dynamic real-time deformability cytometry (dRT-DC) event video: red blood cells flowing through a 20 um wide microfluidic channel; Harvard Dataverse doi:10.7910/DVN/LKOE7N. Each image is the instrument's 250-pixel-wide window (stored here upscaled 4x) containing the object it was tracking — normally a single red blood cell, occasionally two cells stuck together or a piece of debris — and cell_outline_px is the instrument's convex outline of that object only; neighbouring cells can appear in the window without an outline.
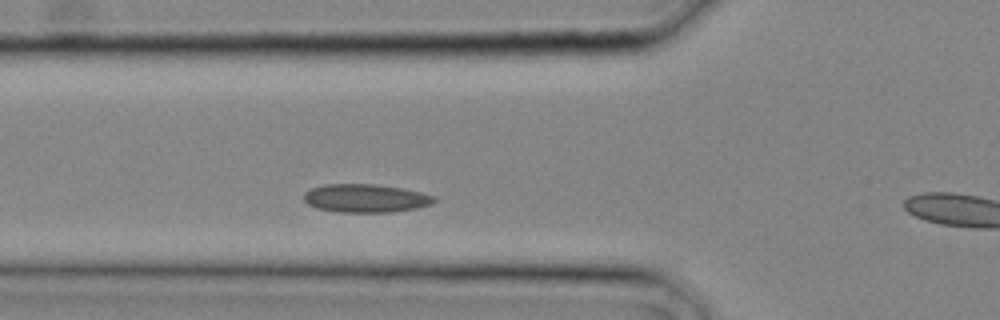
{"species": "common noctule bat (a hibernating species)", "species_latin": "Nyctalus noctula", "temperature_condition": "cold", "stored_images_in_passage": 5, "camera_frame_rate_fps": 3000, "um_per_image_px": 0.085, "animal": {"sex": "male", "body_mass_g": 20.4}, "frame": {"image": 1, "passage_image": 4, "time_ms": 1.0, "image_size_px": [1000, 320], "cell_outline_px": [[436, 200], [432, 204], [416, 208], [392, 212], [340, 212], [316, 208], [308, 204], [304, 200], [304, 192], [312, 188], [324, 184], [376, 184], [400, 188], [420, 192], [436, 196]], "centroid_in_image_um": [31.07, 16.85], "position_along_channel_um": 94.7, "area_um2": 21.5}}